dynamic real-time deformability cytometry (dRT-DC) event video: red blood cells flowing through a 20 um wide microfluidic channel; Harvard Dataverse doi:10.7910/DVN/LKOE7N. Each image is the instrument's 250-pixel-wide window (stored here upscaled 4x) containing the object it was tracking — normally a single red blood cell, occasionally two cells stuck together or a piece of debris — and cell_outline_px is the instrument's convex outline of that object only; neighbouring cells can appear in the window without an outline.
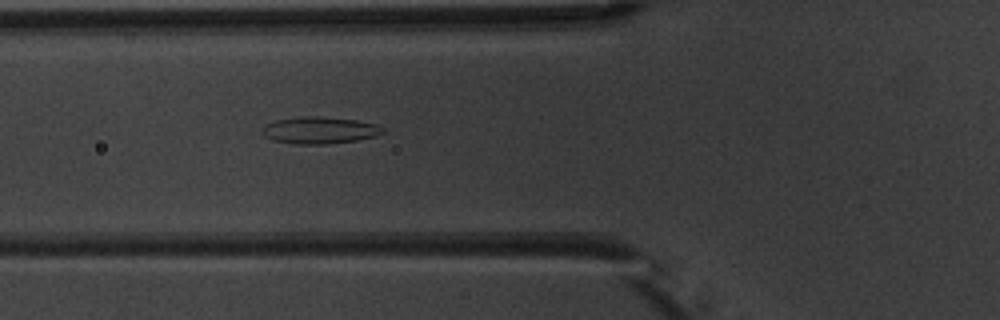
{"species": "common noctule bat (a hibernating species)", "species_latin": "Nyctalus noctula", "temperature_condition": "warm", "stored_images_in_passage": 2, "camera_frame_rate_fps": 3000, "um_per_image_px": 0.085, "animal": {"sex": "male", "body_mass_g": 20.1, "forearm_length_mm": 53.5}, "frame": {"image": 1, "passage_image": 2, "time_ms": 1.0, "image_size_px": [1000, 320], "cell_outline_px": [[384, 132], [376, 136], [356, 140], [328, 144], [296, 144], [272, 140], [264, 136], [260, 132], [268, 124], [276, 120], [300, 116], [320, 116], [356, 120], [376, 124], [384, 128]], "centroid_in_image_um": [27.17, 11.07], "position_along_channel_um": 98.6, "area_um2": 18.9}}